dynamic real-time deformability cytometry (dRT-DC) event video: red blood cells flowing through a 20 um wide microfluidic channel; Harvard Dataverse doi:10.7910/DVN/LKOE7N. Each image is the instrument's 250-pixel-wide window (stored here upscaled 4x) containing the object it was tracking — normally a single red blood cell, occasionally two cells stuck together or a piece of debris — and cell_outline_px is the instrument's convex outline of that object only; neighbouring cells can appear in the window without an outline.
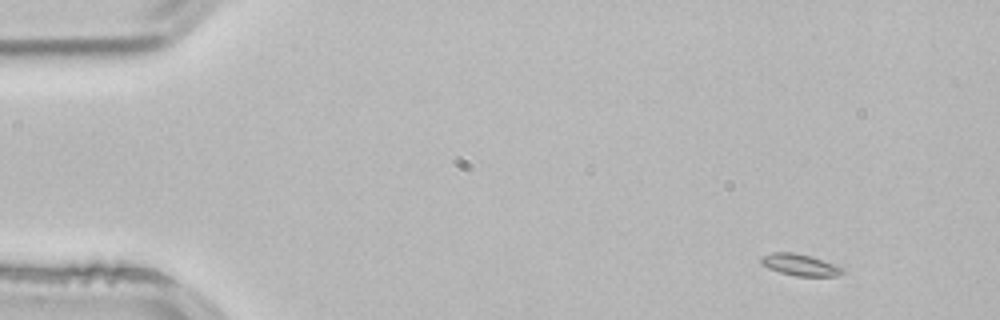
{"species": "common noctule bat (a hibernating species)", "species_latin": "Nyctalus noctula", "temperature_condition": "room temperature", "stored_images_in_passage": 2, "camera_frame_rate_fps": 3000, "um_per_image_px": 0.085, "animal": {"sex": "male", "body_mass_g": 21.5, "forearm_length_mm": 52.0}, "frame": {"image": 1, "passage_image": 2, "time_ms": 0.333, "image_size_px": [1000, 320], "cell_outline_px": [[844, 272], [840, 276], [796, 276], [780, 272], [768, 268], [760, 264], [760, 256], [772, 252], [796, 252], [812, 256], [836, 264], [844, 268]], "centroid_in_image_um": [68.01, 22.5], "position_along_channel_um": 17.0, "area_um2": 10.58}}